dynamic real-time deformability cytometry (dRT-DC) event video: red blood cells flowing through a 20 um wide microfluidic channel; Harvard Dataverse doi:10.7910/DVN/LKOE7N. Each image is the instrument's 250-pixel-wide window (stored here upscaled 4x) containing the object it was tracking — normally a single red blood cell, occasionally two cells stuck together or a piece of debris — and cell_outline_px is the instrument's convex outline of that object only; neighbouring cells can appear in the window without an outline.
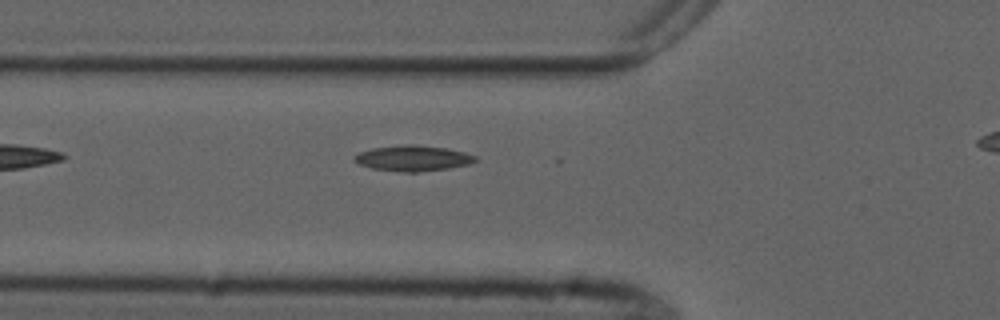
{"species": "common noctule bat (a hibernating species)", "species_latin": "Nyctalus noctula", "temperature_condition": "cold", "stored_images_in_passage": 31, "camera_frame_rate_fps": 3000, "um_per_image_px": 0.085, "animal": {"sex": "male", "forearm_length_mm": 52.5}, "frame": {"image": 1, "passage_image": 2, "time_ms": 0.333, "image_size_px": [1000, 320], "cell_outline_px": [[476, 160], [468, 164], [448, 168], [416, 172], [404, 172], [372, 168], [360, 164], [352, 156], [360, 152], [372, 148], [408, 144], [412, 144], [448, 148], [464, 152], [476, 156]], "centroid_in_image_um": [35.1, 13.44], "position_along_channel_um": 90.7, "area_um2": 17.8}}
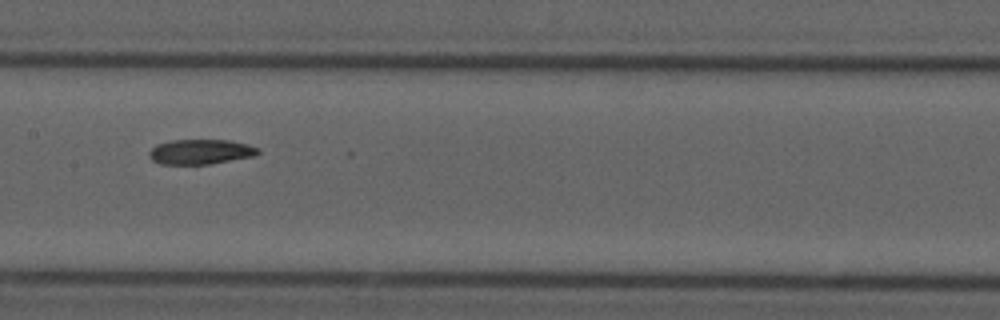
{"frame": {"image": 2, "passage_image": 10, "time_ms": 3.0, "image_size_px": [1000, 320], "cell_outline_px": [[260, 152], [256, 156], [208, 164], [160, 164], [152, 160], [148, 156], [148, 152], [156, 144], [172, 140], [228, 140], [248, 144], [260, 148]], "centroid_in_image_um": [17.06, 12.9], "position_along_channel_um": 190.3, "area_um2": 15.95}}
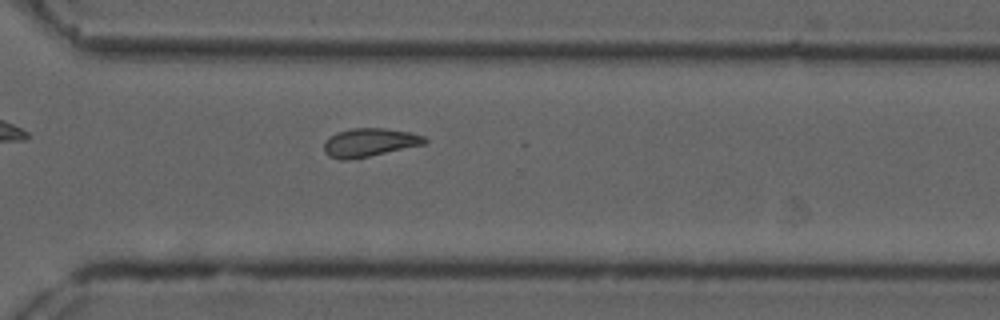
{"frame": {"image": 3, "passage_image": 22, "time_ms": 7.0, "image_size_px": [1000, 320], "cell_outline_px": [[428, 140], [424, 144], [368, 156], [348, 160], [340, 160], [328, 156], [324, 152], [324, 144], [328, 136], [336, 132], [352, 128], [384, 128], [408, 132], [424, 136]], "centroid_in_image_um": [31.35, 12.11], "position_along_channel_um": 339.3, "area_um2": 16.59}}